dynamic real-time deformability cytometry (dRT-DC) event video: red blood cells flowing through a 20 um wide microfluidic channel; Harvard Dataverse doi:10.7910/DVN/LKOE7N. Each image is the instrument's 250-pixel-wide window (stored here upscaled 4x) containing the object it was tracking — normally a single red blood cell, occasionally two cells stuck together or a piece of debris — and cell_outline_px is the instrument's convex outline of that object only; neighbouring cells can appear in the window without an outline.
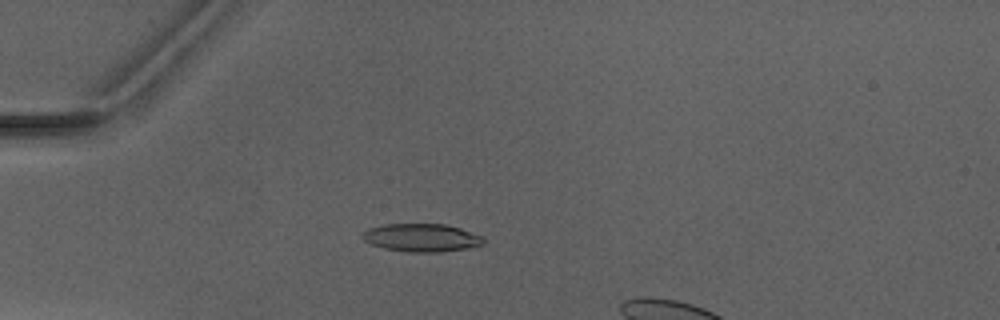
{"species": "Egyptian fruit bat (a non-hibernating species)", "species_latin": "Rousettus aegyptiacus", "temperature_condition": "warm", "stored_images_in_passage": 1, "camera_frame_rate_fps": 3000, "um_per_image_px": 0.085, "animal": {"sex": "male"}, "frame": {"image": 1, "passage_image": 1, "time_ms": 0.0, "image_size_px": [1000, 320], "cell_outline_px": [[484, 244], [464, 248], [440, 252], [408, 252], [384, 248], [372, 244], [364, 240], [360, 236], [368, 228], [384, 224], [444, 224], [460, 228], [484, 236]], "centroid_in_image_um": [35.83, 20.19], "position_along_channel_um": 49.2, "area_um2": 19.71}}